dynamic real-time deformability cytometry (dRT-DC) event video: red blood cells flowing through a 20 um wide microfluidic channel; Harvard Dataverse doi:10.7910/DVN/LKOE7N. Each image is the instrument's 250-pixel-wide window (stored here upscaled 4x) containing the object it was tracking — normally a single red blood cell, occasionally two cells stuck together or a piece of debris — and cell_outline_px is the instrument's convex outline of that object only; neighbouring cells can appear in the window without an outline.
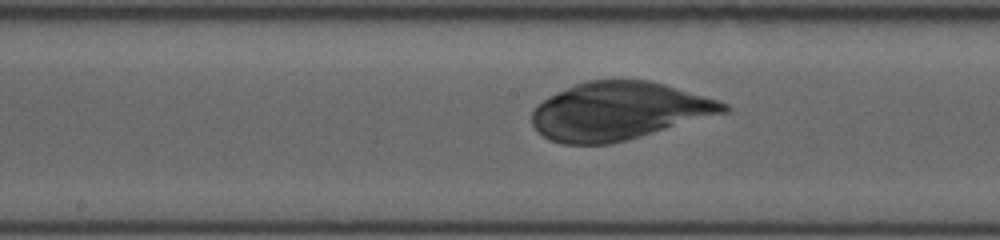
{"species": "human", "species_latin": "Homo sapiens", "temperature_condition": "room temperature", "stored_images_in_passage": 30, "camera_frame_rate_fps": 3000, "um_per_image_px": 0.085, "donor": {"sex": "female"}, "frame": {"image": 1, "passage_image": 15, "time_ms": 5.0, "image_size_px": [1000, 240], "cell_outline_px": [[732, 108], [728, 112], [628, 140], [608, 144], [560, 144], [548, 140], [532, 124], [532, 112], [544, 100], [556, 92], [584, 80], [648, 80], [664, 84], [716, 100], [728, 104]], "centroid_in_image_um": [52.6, 9.45], "position_along_channel_um": 195.6, "area_um2": 64.39}}
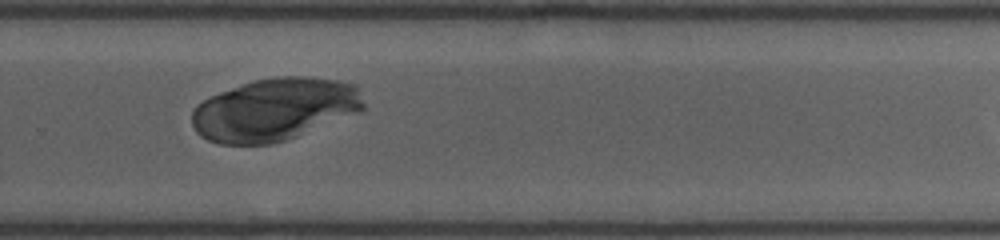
{"frame": {"image": 2, "passage_image": 22, "time_ms": 8.0, "image_size_px": [1000, 240], "cell_outline_px": [[364, 108], [360, 112], [288, 140], [272, 144], [220, 144], [208, 140], [200, 136], [196, 132], [192, 124], [192, 112], [196, 104], [220, 92], [252, 80], [276, 76], [308, 76], [336, 80], [356, 84], [364, 104]], "centroid_in_image_um": [23.35, 9.31], "position_along_channel_um": 306.5, "area_um2": 62.94}}
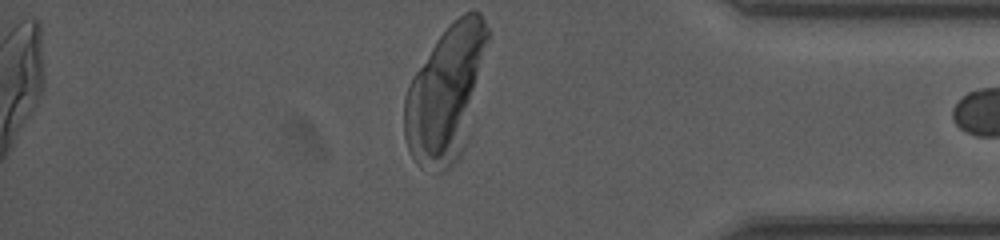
{"frame": {"image": 3, "passage_image": 29, "time_ms": 11.0, "image_size_px": [1000, 240], "cell_outline_px": [[488, 40], [460, 156], [456, 164], [448, 172], [436, 172], [420, 168], [416, 164], [408, 152], [404, 136], [404, 100], [412, 76], [436, 40], [464, 12], [480, 12], [488, 28]], "centroid_in_image_um": [37.82, 8.01], "position_along_channel_um": 397.4, "area_um2": 63.87}}